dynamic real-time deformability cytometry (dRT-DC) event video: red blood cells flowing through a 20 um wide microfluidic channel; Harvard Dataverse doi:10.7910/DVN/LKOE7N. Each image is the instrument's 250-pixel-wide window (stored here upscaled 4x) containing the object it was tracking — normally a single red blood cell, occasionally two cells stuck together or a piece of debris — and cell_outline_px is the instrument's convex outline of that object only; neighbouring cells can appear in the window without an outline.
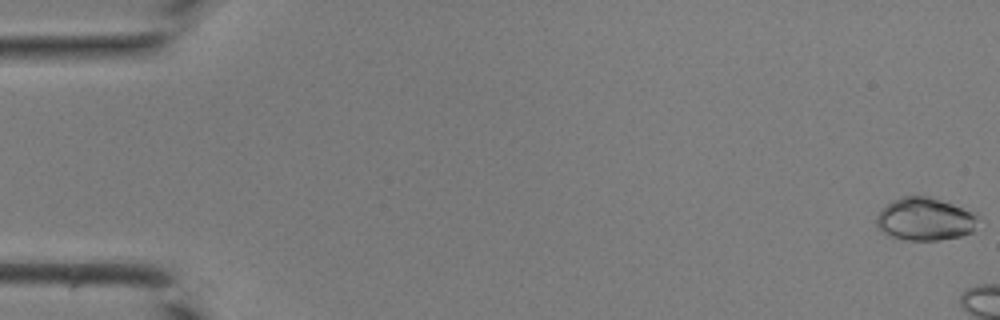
{"species": "common noctule bat (a hibernating species)", "species_latin": "Nyctalus noctula", "temperature_condition": "room temperature", "stored_images_in_passage": 5, "camera_frame_rate_fps": 3000, "um_per_image_px": 0.085, "animal": {"sex": "male", "body_mass_g": 19.0, "forearm_length_mm": 50.8}, "frame": {"image": 1, "passage_image": 1, "time_ms": 0.0, "image_size_px": [1000, 320], "cell_outline_px": [[980, 216], [972, 232], [960, 236], [940, 240], [908, 240], [892, 236], [884, 232], [876, 224], [876, 216], [892, 200], [904, 196], [928, 196], [976, 212]], "centroid_in_image_um": [78.67, 18.62], "position_along_channel_um": 6.3, "area_um2": 25.2}}